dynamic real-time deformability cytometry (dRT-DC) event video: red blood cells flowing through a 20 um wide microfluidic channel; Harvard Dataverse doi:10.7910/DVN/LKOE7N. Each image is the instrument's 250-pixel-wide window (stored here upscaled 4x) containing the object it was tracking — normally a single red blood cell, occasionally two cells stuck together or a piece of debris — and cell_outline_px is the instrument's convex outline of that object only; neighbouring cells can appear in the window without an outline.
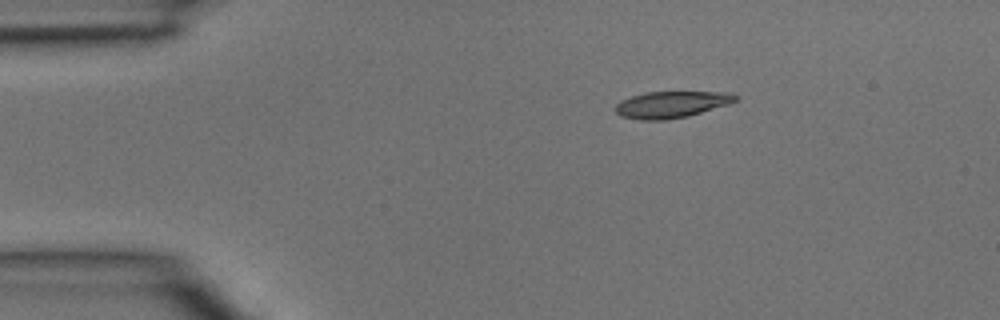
{"species": "common noctule bat (a hibernating species)", "species_latin": "Nyctalus noctula", "temperature_condition": "room temperature", "stored_images_in_passage": 3, "camera_frame_rate_fps": 3000, "um_per_image_px": 0.085, "animal": {"sex": "male", "body_mass_g": 15.6}, "frame": {"image": 1, "passage_image": 1, "time_ms": 0.0, "image_size_px": [1000, 320], "cell_outline_px": [[740, 96], [736, 100], [728, 104], [688, 116], [664, 120], [640, 120], [620, 116], [616, 112], [616, 104], [620, 100], [632, 96], [648, 92], [732, 92]], "centroid_in_image_um": [57.08, 8.88], "position_along_channel_um": 27.9, "area_um2": 18.55}}
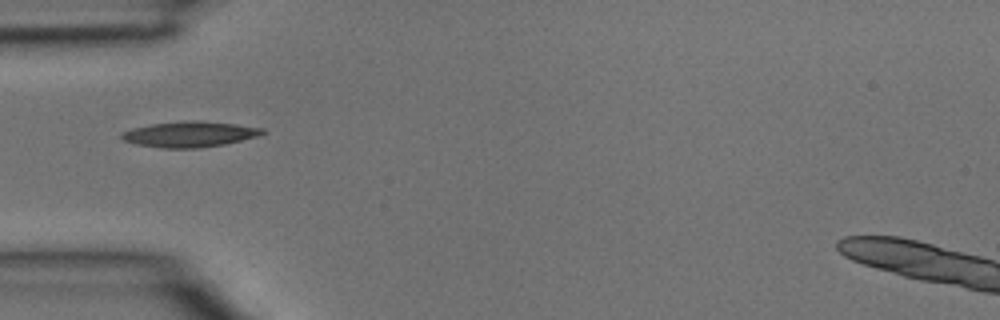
{"frame": {"image": 2, "passage_image": 3, "time_ms": 0.667, "image_size_px": [1000, 320], "cell_outline_px": [[268, 132], [256, 136], [224, 144], [200, 148], [160, 148], [136, 144], [124, 140], [120, 136], [120, 132], [132, 128], [152, 124], [196, 120], [200, 120], [236, 124], [264, 128]], "centroid_in_image_um": [16.12, 11.41], "position_along_channel_um": 68.9, "area_um2": 20.98}}